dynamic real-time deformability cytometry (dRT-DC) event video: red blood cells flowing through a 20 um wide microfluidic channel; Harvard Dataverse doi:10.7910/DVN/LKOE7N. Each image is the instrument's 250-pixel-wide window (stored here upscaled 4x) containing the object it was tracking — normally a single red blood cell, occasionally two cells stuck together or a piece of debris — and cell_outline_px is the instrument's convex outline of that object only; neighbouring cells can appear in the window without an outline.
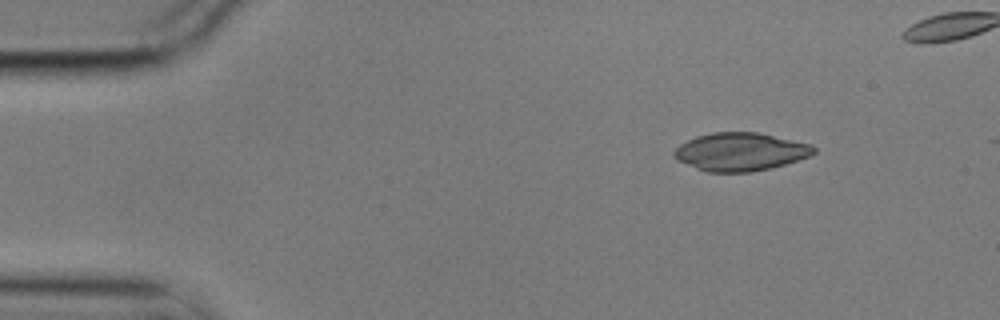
{"species": "common noctule bat (a hibernating species)", "species_latin": "Nyctalus noctula", "temperature_condition": "cold", "stored_images_in_passage": 2, "camera_frame_rate_fps": 3000, "um_per_image_px": 0.085, "animal": {"sex": "male", "body_mass_g": 17.9}, "frame": {"image": 1, "passage_image": 1, "time_ms": 0.0, "image_size_px": [1000, 320], "cell_outline_px": [[816, 152], [812, 156], [772, 168], [752, 172], [708, 172], [696, 168], [676, 160], [672, 156], [672, 152], [680, 144], [696, 136], [712, 132], [756, 132], [812, 144], [816, 148]], "centroid_in_image_um": [62.94, 12.91], "position_along_channel_um": 22.1, "area_um2": 31.27}}